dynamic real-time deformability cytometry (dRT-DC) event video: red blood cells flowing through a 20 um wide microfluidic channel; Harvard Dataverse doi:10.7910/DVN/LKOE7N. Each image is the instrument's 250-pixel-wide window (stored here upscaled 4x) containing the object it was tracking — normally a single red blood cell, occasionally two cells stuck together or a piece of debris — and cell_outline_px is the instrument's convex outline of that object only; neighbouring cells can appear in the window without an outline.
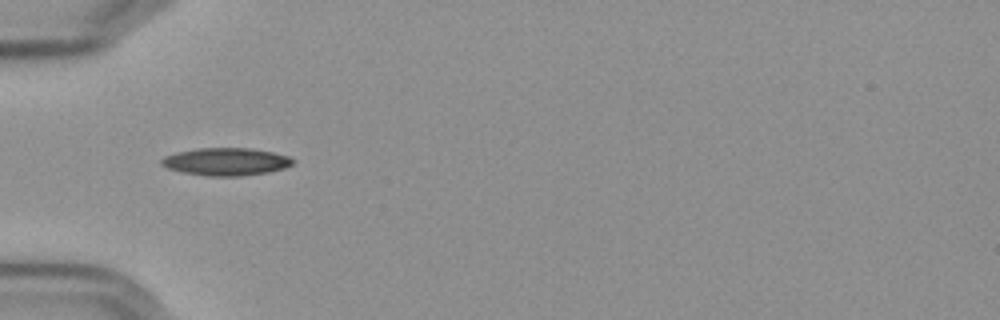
{"species": "Egyptian fruit bat (a non-hibernating species)", "species_latin": "Rousettus aegyptiacus", "temperature_condition": "cold", "stored_images_in_passage": 9, "camera_frame_rate_fps": 3000, "um_per_image_px": 0.085, "frame": {"image": 1, "passage_image": 6, "time_ms": 1.667, "image_size_px": [1000, 320], "cell_outline_px": [[292, 164], [284, 168], [268, 172], [240, 176], [208, 176], [184, 172], [168, 168], [160, 164], [160, 160], [164, 156], [176, 152], [200, 148], [252, 148], [272, 152], [288, 156], [292, 160]], "centroid_in_image_um": [19.18, 13.74], "position_along_channel_um": 65.8, "area_um2": 20.98}}